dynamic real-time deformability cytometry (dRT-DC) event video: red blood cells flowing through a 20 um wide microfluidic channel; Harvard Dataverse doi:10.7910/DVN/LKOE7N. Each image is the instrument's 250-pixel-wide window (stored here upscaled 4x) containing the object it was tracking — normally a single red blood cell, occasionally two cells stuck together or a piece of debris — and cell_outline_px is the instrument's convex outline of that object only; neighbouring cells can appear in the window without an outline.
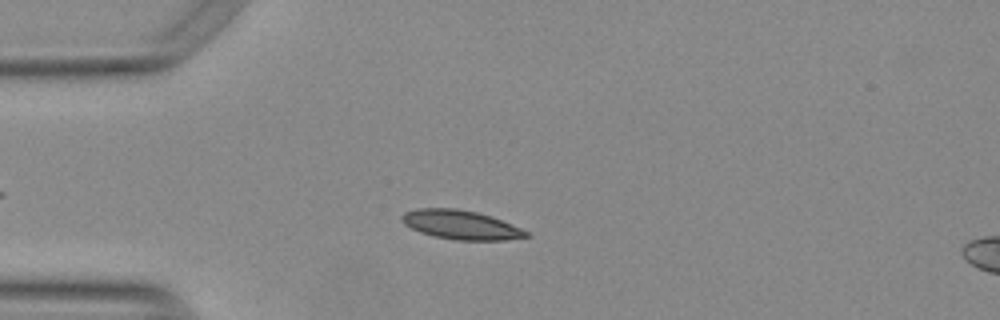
{"species": "Egyptian fruit bat (a non-hibernating species)", "species_latin": "Rousettus aegyptiacus", "temperature_condition": "warm", "stored_images_in_passage": 44, "camera_frame_rate_fps": 3000, "um_per_image_px": 0.085, "animal": {"sex": "female"}, "frame": {"image": 1, "passage_image": 14, "time_ms": 4.333, "image_size_px": [1000, 320], "cell_outline_px": [[532, 236], [504, 240], [456, 240], [432, 236], [420, 232], [404, 224], [400, 220], [400, 216], [404, 212], [416, 208], [456, 208], [476, 212], [492, 216], [520, 228], [528, 232]], "centroid_in_image_um": [39.14, 19.1], "position_along_channel_um": 45.9, "area_um2": 21.15}}
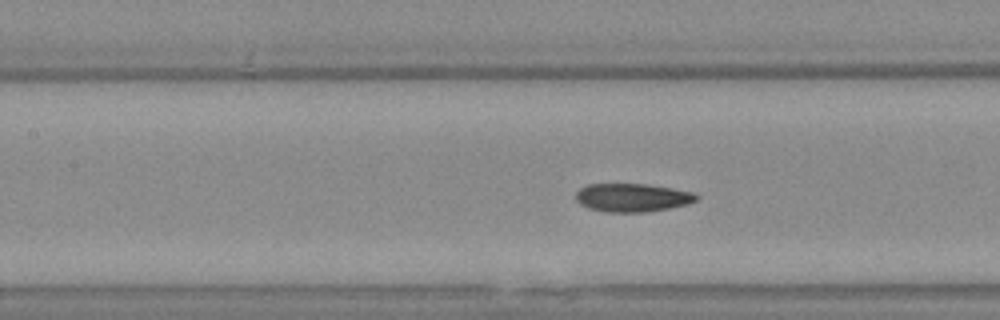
{"frame": {"image": 2, "passage_image": 24, "time_ms": 7.667, "image_size_px": [1000, 320], "cell_outline_px": [[700, 196], [696, 200], [688, 204], [648, 212], [604, 212], [588, 208], [580, 204], [576, 200], [576, 192], [580, 188], [588, 184], [648, 184], [696, 192]], "centroid_in_image_um": [53.76, 16.79], "position_along_channel_um": 153.6, "area_um2": 20.11}}
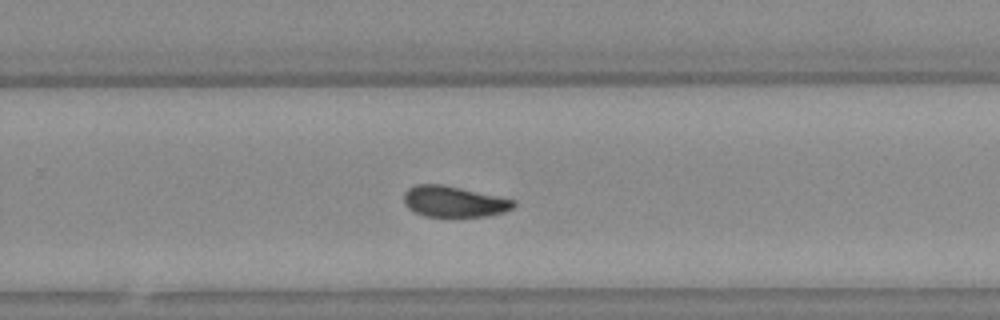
{"frame": {"image": 3, "passage_image": 35, "time_ms": 11.333, "image_size_px": [1000, 320], "cell_outline_px": [[516, 204], [512, 208], [504, 212], [484, 216], [424, 216], [412, 212], [404, 204], [404, 192], [408, 188], [416, 184], [444, 184], [516, 200]], "centroid_in_image_um": [38.55, 17.12], "position_along_channel_um": 291.3, "area_um2": 19.88}, "authors_computed_cell_mechanics": {"area_um2": 20.1144, "velocity_mm_per_s": 3.7776, "shape_relaxation_time_tau1_ms": null, "shape_relaxation_time_tau2_ms": 1.7466, "deformation_change_tau1": null, "deformation_change_tau2": 0.0555}}